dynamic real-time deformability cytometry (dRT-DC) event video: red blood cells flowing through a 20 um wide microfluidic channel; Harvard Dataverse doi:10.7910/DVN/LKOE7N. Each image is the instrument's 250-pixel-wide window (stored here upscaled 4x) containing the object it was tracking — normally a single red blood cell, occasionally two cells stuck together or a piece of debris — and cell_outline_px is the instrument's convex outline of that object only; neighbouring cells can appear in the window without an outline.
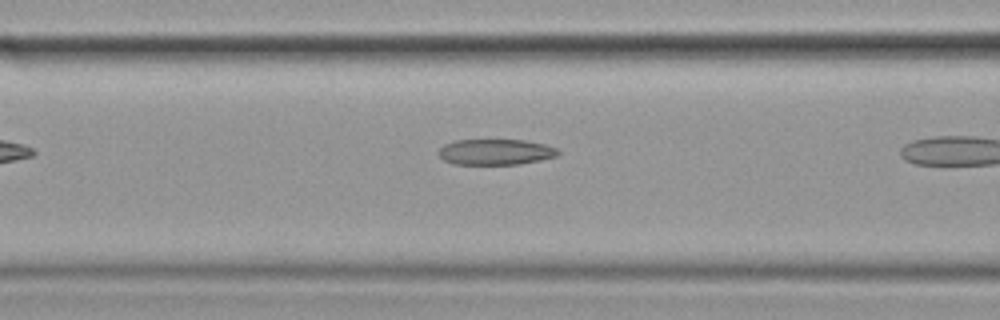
{"species": "common noctule bat (a hibernating species)", "species_latin": "Nyctalus noctula", "temperature_condition": "cold", "stored_images_in_passage": 16, "camera_frame_rate_fps": 3000, "um_per_image_px": 0.085, "animal": {"sex": "female", "body_mass_g": 19.9}, "frame": {"image": 1, "passage_image": 5, "time_ms": 1.333, "image_size_px": [1000, 320], "cell_outline_px": [[560, 152], [556, 156], [540, 160], [520, 164], [452, 164], [444, 160], [436, 152], [444, 144], [456, 140], [524, 140], [544, 144], [556, 148]], "centroid_in_image_um": [42.09, 12.92], "position_along_channel_um": 124.5, "area_um2": 17.92}}
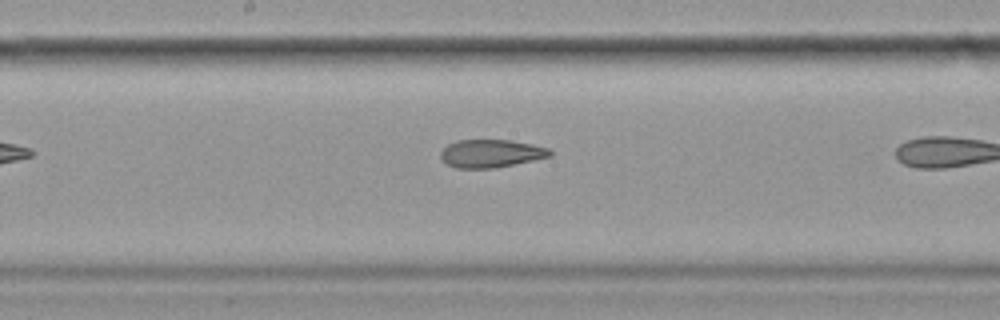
{"frame": {"image": 2, "passage_image": 12, "time_ms": 3.667, "image_size_px": [1000, 320], "cell_outline_px": [[552, 156], [492, 168], [456, 168], [448, 164], [440, 156], [440, 152], [448, 144], [456, 140], [512, 140], [532, 144], [548, 148], [552, 152]], "centroid_in_image_um": [41.73, 13.03], "position_along_channel_um": 206.5, "area_um2": 17.63}}